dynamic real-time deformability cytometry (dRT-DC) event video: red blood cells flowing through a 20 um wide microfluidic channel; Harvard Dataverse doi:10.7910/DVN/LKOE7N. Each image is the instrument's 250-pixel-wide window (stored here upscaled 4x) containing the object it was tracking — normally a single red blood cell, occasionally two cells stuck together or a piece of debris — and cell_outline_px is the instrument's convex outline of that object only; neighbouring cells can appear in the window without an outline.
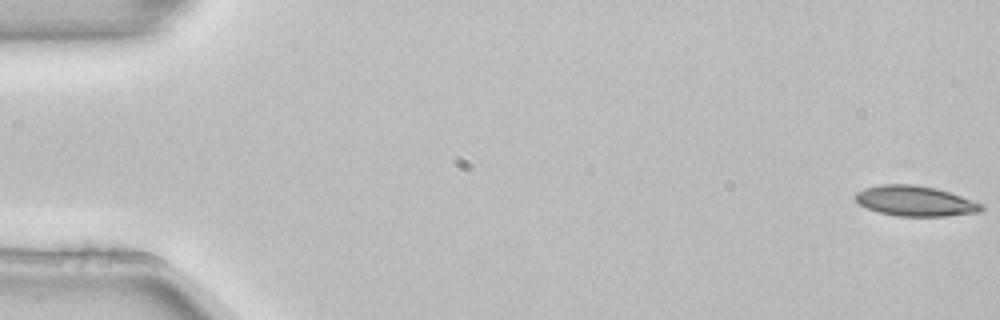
{"species": "common noctule bat (a hibernating species)", "species_latin": "Nyctalus noctula", "temperature_condition": "room temperature", "stored_images_in_passage": 5, "camera_frame_rate_fps": 3000, "um_per_image_px": 0.085, "animal": {"sex": "female", "body_mass_g": 22.7, "forearm_length_mm": 54.2}, "frame": {"image": 1, "passage_image": 1, "time_ms": 0.0, "image_size_px": [1000, 320], "cell_outline_px": [[984, 208], [980, 212], [948, 216], [896, 216], [880, 212], [868, 208], [860, 204], [856, 200], [856, 192], [864, 188], [880, 184], [912, 184], [936, 188], [984, 204]], "centroid_in_image_um": [77.81, 17.08], "position_along_channel_um": 7.2, "area_um2": 22.14}}
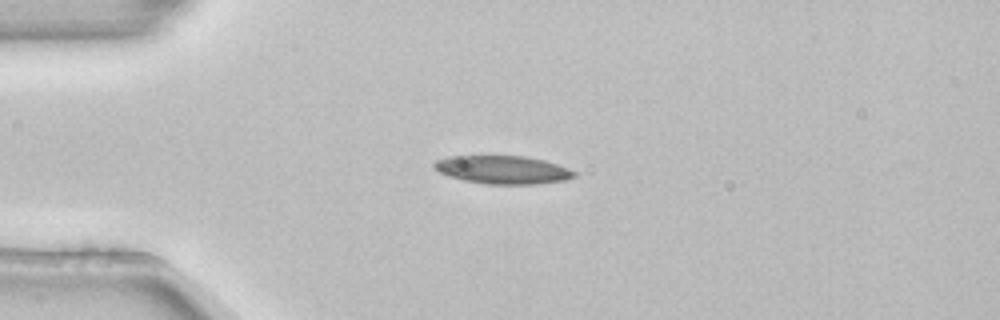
{"frame": {"image": 2, "passage_image": 4, "time_ms": 1.0, "image_size_px": [1000, 320], "cell_outline_px": [[576, 176], [564, 180], [536, 184], [488, 184], [464, 180], [448, 176], [440, 172], [432, 164], [436, 160], [448, 156], [524, 156], [544, 160], [568, 168], [576, 172]], "centroid_in_image_um": [42.73, 14.43], "position_along_channel_um": 42.3, "area_um2": 22.83}}